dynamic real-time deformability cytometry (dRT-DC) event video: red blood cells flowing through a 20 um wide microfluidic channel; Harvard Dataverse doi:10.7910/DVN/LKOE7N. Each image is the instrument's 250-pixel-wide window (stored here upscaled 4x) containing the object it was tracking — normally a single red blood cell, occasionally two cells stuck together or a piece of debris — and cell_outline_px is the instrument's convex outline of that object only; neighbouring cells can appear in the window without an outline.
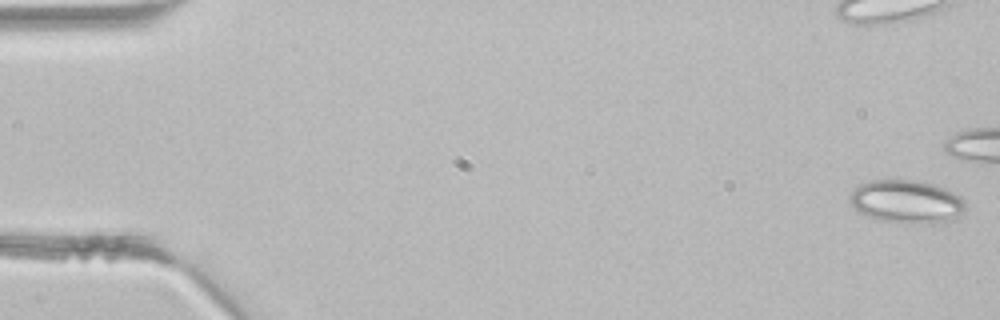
{"species": "common noctule bat (a hibernating species)", "species_latin": "Nyctalus noctula", "temperature_condition": "room temperature", "stored_images_in_passage": 14, "camera_frame_rate_fps": 3000, "um_per_image_px": 0.085, "animal": {"sex": "male", "body_mass_g": 21.5, "forearm_length_mm": 52.0}, "frame": {"image": 1, "passage_image": 1, "time_ms": 0.0, "image_size_px": [1000, 320], "cell_outline_px": [[968, 204], [964, 212], [944, 224], [908, 224], [880, 220], [856, 212], [852, 208], [848, 200], [848, 196], [860, 184], [872, 180], [916, 180], [932, 184], [944, 188], [960, 196]], "centroid_in_image_um": [77.06, 17.17], "position_along_channel_um": 7.9, "area_um2": 29.71}}